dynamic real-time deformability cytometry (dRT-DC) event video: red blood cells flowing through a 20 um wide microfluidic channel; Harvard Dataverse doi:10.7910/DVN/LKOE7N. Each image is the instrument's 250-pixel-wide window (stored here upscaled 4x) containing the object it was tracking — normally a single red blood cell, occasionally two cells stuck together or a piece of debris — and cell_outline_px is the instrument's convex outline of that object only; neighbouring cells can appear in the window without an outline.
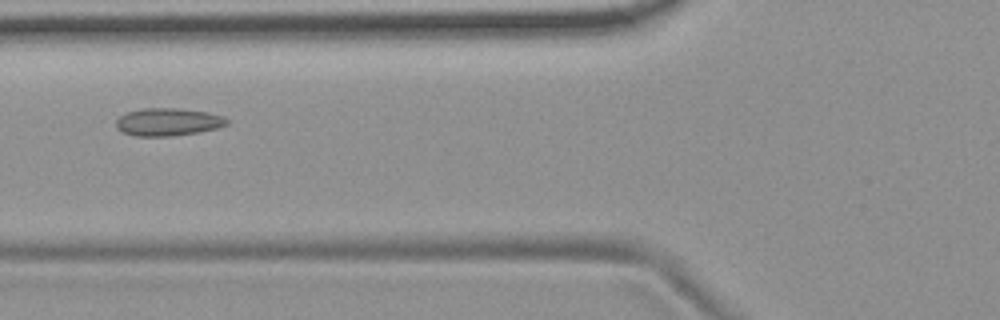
{"species": "common noctule bat (a hibernating species)", "species_latin": "Nyctalus noctula", "temperature_condition": "room temperature", "stored_images_in_passage": 12, "camera_frame_rate_fps": 3000, "um_per_image_px": 0.085, "animal": {"sex": "female", "body_mass_g": 19.9}, "frame": {"image": 1, "passage_image": 4, "time_ms": 3.667, "image_size_px": [1000, 320], "cell_outline_px": [[228, 124], [216, 128], [196, 132], [172, 136], [136, 136], [124, 132], [116, 128], [116, 120], [124, 112], [144, 108], [176, 108], [208, 112], [224, 116], [228, 120]], "centroid_in_image_um": [14.26, 10.35], "position_along_channel_um": 111.5, "area_um2": 17.86}, "authors_computed_cell_mechanics": {"area_um2": 16.9643, "velocity_mm_per_s": 3.6759, "shape_relaxation_time_tau1_ms": null, "shape_relaxation_time_tau2_ms": 0.9727, "deformation_change_tau1": null, "deformation_change_tau2": 0.0329}}